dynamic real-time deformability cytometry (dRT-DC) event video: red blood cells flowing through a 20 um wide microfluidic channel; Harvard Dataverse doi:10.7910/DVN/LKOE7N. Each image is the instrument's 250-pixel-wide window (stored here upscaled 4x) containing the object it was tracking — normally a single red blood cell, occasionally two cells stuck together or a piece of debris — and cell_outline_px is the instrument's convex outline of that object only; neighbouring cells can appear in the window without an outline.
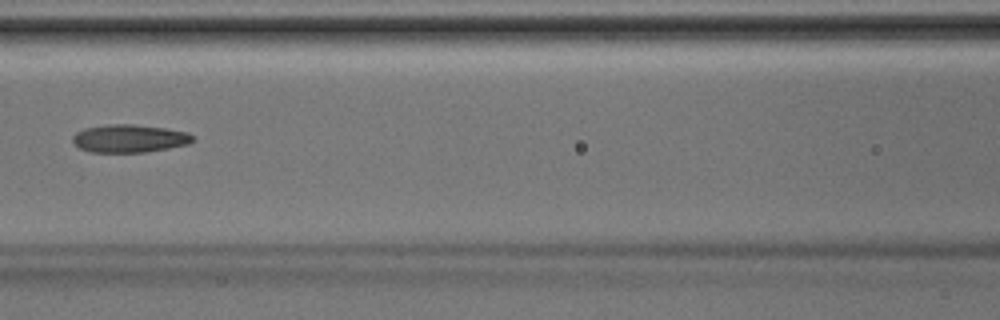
{"species": "Egyptian fruit bat (a non-hibernating species)", "species_latin": "Rousettus aegyptiacus", "temperature_condition": "room temperature", "stored_images_in_passage": 6, "camera_frame_rate_fps": 3000, "um_per_image_px": 0.085, "animal": {"sex": "male"}, "frame": {"image": 1, "passage_image": 6, "time_ms": 1.667, "image_size_px": [1000, 320], "cell_outline_px": [[196, 140], [188, 144], [168, 148], [144, 152], [92, 152], [80, 148], [72, 140], [72, 136], [76, 132], [84, 128], [108, 124], [132, 124], [168, 128], [188, 132]], "centroid_in_image_um": [11.02, 11.76], "position_along_channel_um": 155.6, "area_um2": 19.59}}